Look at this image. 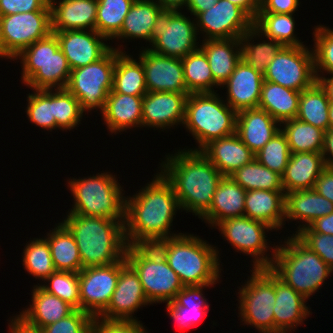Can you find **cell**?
<instances>
[{
  "mask_svg": "<svg viewBox=\"0 0 333 333\" xmlns=\"http://www.w3.org/2000/svg\"><path fill=\"white\" fill-rule=\"evenodd\" d=\"M183 73L188 93H212L219 86L215 83L205 53L199 48L182 59Z\"/></svg>",
  "mask_w": 333,
  "mask_h": 333,
  "instance_id": "b9f144b4",
  "label": "cell"
},
{
  "mask_svg": "<svg viewBox=\"0 0 333 333\" xmlns=\"http://www.w3.org/2000/svg\"><path fill=\"white\" fill-rule=\"evenodd\" d=\"M70 69H76L101 59L112 46L96 30H67L53 32Z\"/></svg>",
  "mask_w": 333,
  "mask_h": 333,
  "instance_id": "ffe728a7",
  "label": "cell"
},
{
  "mask_svg": "<svg viewBox=\"0 0 333 333\" xmlns=\"http://www.w3.org/2000/svg\"><path fill=\"white\" fill-rule=\"evenodd\" d=\"M296 118L328 131L329 100L317 81L301 92Z\"/></svg>",
  "mask_w": 333,
  "mask_h": 333,
  "instance_id": "60d3db41",
  "label": "cell"
},
{
  "mask_svg": "<svg viewBox=\"0 0 333 333\" xmlns=\"http://www.w3.org/2000/svg\"><path fill=\"white\" fill-rule=\"evenodd\" d=\"M219 0H187L185 9L190 16H196L199 13L210 10Z\"/></svg>",
  "mask_w": 333,
  "mask_h": 333,
  "instance_id": "6125c7cd",
  "label": "cell"
},
{
  "mask_svg": "<svg viewBox=\"0 0 333 333\" xmlns=\"http://www.w3.org/2000/svg\"><path fill=\"white\" fill-rule=\"evenodd\" d=\"M194 19L198 35H203L201 40L240 38L254 26V20L228 0H219Z\"/></svg>",
  "mask_w": 333,
  "mask_h": 333,
  "instance_id": "e0dca14e",
  "label": "cell"
},
{
  "mask_svg": "<svg viewBox=\"0 0 333 333\" xmlns=\"http://www.w3.org/2000/svg\"><path fill=\"white\" fill-rule=\"evenodd\" d=\"M301 92L264 80L258 108L267 111L280 124L296 118Z\"/></svg>",
  "mask_w": 333,
  "mask_h": 333,
  "instance_id": "8d00e7d4",
  "label": "cell"
},
{
  "mask_svg": "<svg viewBox=\"0 0 333 333\" xmlns=\"http://www.w3.org/2000/svg\"><path fill=\"white\" fill-rule=\"evenodd\" d=\"M116 176L105 171L88 177L68 178L67 189L74 202L67 213L125 220L126 191Z\"/></svg>",
  "mask_w": 333,
  "mask_h": 333,
  "instance_id": "8992f818",
  "label": "cell"
},
{
  "mask_svg": "<svg viewBox=\"0 0 333 333\" xmlns=\"http://www.w3.org/2000/svg\"><path fill=\"white\" fill-rule=\"evenodd\" d=\"M220 96L217 92L188 95L183 127L198 148L187 150L201 151L211 141L236 133L237 112Z\"/></svg>",
  "mask_w": 333,
  "mask_h": 333,
  "instance_id": "52a82bcc",
  "label": "cell"
},
{
  "mask_svg": "<svg viewBox=\"0 0 333 333\" xmlns=\"http://www.w3.org/2000/svg\"><path fill=\"white\" fill-rule=\"evenodd\" d=\"M291 152L285 134L280 130L255 154V159L270 170L283 175Z\"/></svg>",
  "mask_w": 333,
  "mask_h": 333,
  "instance_id": "f907efd6",
  "label": "cell"
},
{
  "mask_svg": "<svg viewBox=\"0 0 333 333\" xmlns=\"http://www.w3.org/2000/svg\"><path fill=\"white\" fill-rule=\"evenodd\" d=\"M15 60L22 64L21 83L26 87L35 90L66 88L71 69L55 33L28 46Z\"/></svg>",
  "mask_w": 333,
  "mask_h": 333,
  "instance_id": "ba28073f",
  "label": "cell"
},
{
  "mask_svg": "<svg viewBox=\"0 0 333 333\" xmlns=\"http://www.w3.org/2000/svg\"><path fill=\"white\" fill-rule=\"evenodd\" d=\"M22 262L24 270L43 283L56 271L49 243L45 238H30L23 248Z\"/></svg>",
  "mask_w": 333,
  "mask_h": 333,
  "instance_id": "ee69618b",
  "label": "cell"
},
{
  "mask_svg": "<svg viewBox=\"0 0 333 333\" xmlns=\"http://www.w3.org/2000/svg\"><path fill=\"white\" fill-rule=\"evenodd\" d=\"M199 41H202L200 49L207 57L214 81L221 88L241 60L240 38Z\"/></svg>",
  "mask_w": 333,
  "mask_h": 333,
  "instance_id": "d6a6232c",
  "label": "cell"
},
{
  "mask_svg": "<svg viewBox=\"0 0 333 333\" xmlns=\"http://www.w3.org/2000/svg\"><path fill=\"white\" fill-rule=\"evenodd\" d=\"M27 94L26 115L28 121L35 126L52 132L60 130L54 118V89L35 90Z\"/></svg>",
  "mask_w": 333,
  "mask_h": 333,
  "instance_id": "bcb514c9",
  "label": "cell"
},
{
  "mask_svg": "<svg viewBox=\"0 0 333 333\" xmlns=\"http://www.w3.org/2000/svg\"><path fill=\"white\" fill-rule=\"evenodd\" d=\"M317 82L325 91L329 103H333V75L328 76L325 74L324 76H316Z\"/></svg>",
  "mask_w": 333,
  "mask_h": 333,
  "instance_id": "003e7915",
  "label": "cell"
},
{
  "mask_svg": "<svg viewBox=\"0 0 333 333\" xmlns=\"http://www.w3.org/2000/svg\"><path fill=\"white\" fill-rule=\"evenodd\" d=\"M291 153L315 152L324 149L325 131L297 118L281 123Z\"/></svg>",
  "mask_w": 333,
  "mask_h": 333,
  "instance_id": "f35d334b",
  "label": "cell"
},
{
  "mask_svg": "<svg viewBox=\"0 0 333 333\" xmlns=\"http://www.w3.org/2000/svg\"><path fill=\"white\" fill-rule=\"evenodd\" d=\"M300 0H260L259 13L294 14L300 7ZM299 6V7H298Z\"/></svg>",
  "mask_w": 333,
  "mask_h": 333,
  "instance_id": "680465c9",
  "label": "cell"
},
{
  "mask_svg": "<svg viewBox=\"0 0 333 333\" xmlns=\"http://www.w3.org/2000/svg\"><path fill=\"white\" fill-rule=\"evenodd\" d=\"M251 269L247 281L237 287L238 320L259 333H281L274 325L275 273L270 268Z\"/></svg>",
  "mask_w": 333,
  "mask_h": 333,
  "instance_id": "30bf717a",
  "label": "cell"
},
{
  "mask_svg": "<svg viewBox=\"0 0 333 333\" xmlns=\"http://www.w3.org/2000/svg\"><path fill=\"white\" fill-rule=\"evenodd\" d=\"M281 124L260 108L237 112L236 134L256 154L279 131Z\"/></svg>",
  "mask_w": 333,
  "mask_h": 333,
  "instance_id": "484cf974",
  "label": "cell"
},
{
  "mask_svg": "<svg viewBox=\"0 0 333 333\" xmlns=\"http://www.w3.org/2000/svg\"><path fill=\"white\" fill-rule=\"evenodd\" d=\"M154 246L184 286L221 283L220 250L197 234L181 233L160 240Z\"/></svg>",
  "mask_w": 333,
  "mask_h": 333,
  "instance_id": "277c9868",
  "label": "cell"
},
{
  "mask_svg": "<svg viewBox=\"0 0 333 333\" xmlns=\"http://www.w3.org/2000/svg\"><path fill=\"white\" fill-rule=\"evenodd\" d=\"M150 306L138 274L127 263L121 270L115 291L107 309L98 318L139 320L134 313Z\"/></svg>",
  "mask_w": 333,
  "mask_h": 333,
  "instance_id": "44dd1931",
  "label": "cell"
},
{
  "mask_svg": "<svg viewBox=\"0 0 333 333\" xmlns=\"http://www.w3.org/2000/svg\"><path fill=\"white\" fill-rule=\"evenodd\" d=\"M8 321L9 333H42L41 329H36L28 326L22 319L16 314L10 317Z\"/></svg>",
  "mask_w": 333,
  "mask_h": 333,
  "instance_id": "be15d7a7",
  "label": "cell"
},
{
  "mask_svg": "<svg viewBox=\"0 0 333 333\" xmlns=\"http://www.w3.org/2000/svg\"><path fill=\"white\" fill-rule=\"evenodd\" d=\"M31 11H51L49 0H0V16Z\"/></svg>",
  "mask_w": 333,
  "mask_h": 333,
  "instance_id": "6f0895ef",
  "label": "cell"
},
{
  "mask_svg": "<svg viewBox=\"0 0 333 333\" xmlns=\"http://www.w3.org/2000/svg\"><path fill=\"white\" fill-rule=\"evenodd\" d=\"M328 130H333V103H329V124Z\"/></svg>",
  "mask_w": 333,
  "mask_h": 333,
  "instance_id": "89a4df30",
  "label": "cell"
},
{
  "mask_svg": "<svg viewBox=\"0 0 333 333\" xmlns=\"http://www.w3.org/2000/svg\"><path fill=\"white\" fill-rule=\"evenodd\" d=\"M125 259L138 274L151 305L171 302L184 287L179 276L154 245H128Z\"/></svg>",
  "mask_w": 333,
  "mask_h": 333,
  "instance_id": "9c48e42d",
  "label": "cell"
},
{
  "mask_svg": "<svg viewBox=\"0 0 333 333\" xmlns=\"http://www.w3.org/2000/svg\"><path fill=\"white\" fill-rule=\"evenodd\" d=\"M45 282V283H44ZM43 283L45 291L80 310L79 272L54 271Z\"/></svg>",
  "mask_w": 333,
  "mask_h": 333,
  "instance_id": "7dc6e473",
  "label": "cell"
},
{
  "mask_svg": "<svg viewBox=\"0 0 333 333\" xmlns=\"http://www.w3.org/2000/svg\"><path fill=\"white\" fill-rule=\"evenodd\" d=\"M91 333H149L139 320L94 318Z\"/></svg>",
  "mask_w": 333,
  "mask_h": 333,
  "instance_id": "11a10c76",
  "label": "cell"
},
{
  "mask_svg": "<svg viewBox=\"0 0 333 333\" xmlns=\"http://www.w3.org/2000/svg\"><path fill=\"white\" fill-rule=\"evenodd\" d=\"M295 236L333 269V235L316 233L307 226L298 231Z\"/></svg>",
  "mask_w": 333,
  "mask_h": 333,
  "instance_id": "f5cc1de1",
  "label": "cell"
},
{
  "mask_svg": "<svg viewBox=\"0 0 333 333\" xmlns=\"http://www.w3.org/2000/svg\"><path fill=\"white\" fill-rule=\"evenodd\" d=\"M201 152L223 176H230L255 159V154L236 133L211 141Z\"/></svg>",
  "mask_w": 333,
  "mask_h": 333,
  "instance_id": "f1b7e54d",
  "label": "cell"
},
{
  "mask_svg": "<svg viewBox=\"0 0 333 333\" xmlns=\"http://www.w3.org/2000/svg\"><path fill=\"white\" fill-rule=\"evenodd\" d=\"M135 0H98L95 30L109 41L120 32Z\"/></svg>",
  "mask_w": 333,
  "mask_h": 333,
  "instance_id": "f6af8a7d",
  "label": "cell"
},
{
  "mask_svg": "<svg viewBox=\"0 0 333 333\" xmlns=\"http://www.w3.org/2000/svg\"><path fill=\"white\" fill-rule=\"evenodd\" d=\"M52 32L95 30L98 0H49Z\"/></svg>",
  "mask_w": 333,
  "mask_h": 333,
  "instance_id": "d4e9b609",
  "label": "cell"
},
{
  "mask_svg": "<svg viewBox=\"0 0 333 333\" xmlns=\"http://www.w3.org/2000/svg\"><path fill=\"white\" fill-rule=\"evenodd\" d=\"M191 18L184 11L163 9L156 17L151 44L147 48L160 55L180 59L198 50L201 43L198 39L201 37L194 17Z\"/></svg>",
  "mask_w": 333,
  "mask_h": 333,
  "instance_id": "4fadbf2b",
  "label": "cell"
},
{
  "mask_svg": "<svg viewBox=\"0 0 333 333\" xmlns=\"http://www.w3.org/2000/svg\"><path fill=\"white\" fill-rule=\"evenodd\" d=\"M325 168L322 153H291L282 175L285 194L291 191L314 189L316 180Z\"/></svg>",
  "mask_w": 333,
  "mask_h": 333,
  "instance_id": "1f68e13d",
  "label": "cell"
},
{
  "mask_svg": "<svg viewBox=\"0 0 333 333\" xmlns=\"http://www.w3.org/2000/svg\"><path fill=\"white\" fill-rule=\"evenodd\" d=\"M84 113L79 101L66 88L54 89V118L62 131L79 127Z\"/></svg>",
  "mask_w": 333,
  "mask_h": 333,
  "instance_id": "c3c4849f",
  "label": "cell"
},
{
  "mask_svg": "<svg viewBox=\"0 0 333 333\" xmlns=\"http://www.w3.org/2000/svg\"><path fill=\"white\" fill-rule=\"evenodd\" d=\"M46 233L51 256L57 271L80 272L82 260L75 238L69 229L60 221Z\"/></svg>",
  "mask_w": 333,
  "mask_h": 333,
  "instance_id": "d590c367",
  "label": "cell"
},
{
  "mask_svg": "<svg viewBox=\"0 0 333 333\" xmlns=\"http://www.w3.org/2000/svg\"><path fill=\"white\" fill-rule=\"evenodd\" d=\"M141 49L137 57L143 65L147 92L188 93L180 58L160 55L144 46Z\"/></svg>",
  "mask_w": 333,
  "mask_h": 333,
  "instance_id": "ac0fdd59",
  "label": "cell"
},
{
  "mask_svg": "<svg viewBox=\"0 0 333 333\" xmlns=\"http://www.w3.org/2000/svg\"><path fill=\"white\" fill-rule=\"evenodd\" d=\"M274 325L281 333H290L312 314L308 300L275 274Z\"/></svg>",
  "mask_w": 333,
  "mask_h": 333,
  "instance_id": "603a6c76",
  "label": "cell"
},
{
  "mask_svg": "<svg viewBox=\"0 0 333 333\" xmlns=\"http://www.w3.org/2000/svg\"><path fill=\"white\" fill-rule=\"evenodd\" d=\"M230 177L246 191H284L282 176L259 163L256 159L236 170Z\"/></svg>",
  "mask_w": 333,
  "mask_h": 333,
  "instance_id": "7bdbcfd3",
  "label": "cell"
},
{
  "mask_svg": "<svg viewBox=\"0 0 333 333\" xmlns=\"http://www.w3.org/2000/svg\"><path fill=\"white\" fill-rule=\"evenodd\" d=\"M290 235L279 245L277 243L274 260L269 268L309 300L324 286L325 280L333 274V269L295 235Z\"/></svg>",
  "mask_w": 333,
  "mask_h": 333,
  "instance_id": "5b68a950",
  "label": "cell"
},
{
  "mask_svg": "<svg viewBox=\"0 0 333 333\" xmlns=\"http://www.w3.org/2000/svg\"><path fill=\"white\" fill-rule=\"evenodd\" d=\"M124 45H118L116 49V63L113 73L112 91L120 94L144 96L147 93L145 75L142 62L135 59L130 53H126Z\"/></svg>",
  "mask_w": 333,
  "mask_h": 333,
  "instance_id": "e575fe53",
  "label": "cell"
},
{
  "mask_svg": "<svg viewBox=\"0 0 333 333\" xmlns=\"http://www.w3.org/2000/svg\"><path fill=\"white\" fill-rule=\"evenodd\" d=\"M188 95L169 91L147 92L143 96L142 129L156 128L162 132L183 126Z\"/></svg>",
  "mask_w": 333,
  "mask_h": 333,
  "instance_id": "d6986e66",
  "label": "cell"
},
{
  "mask_svg": "<svg viewBox=\"0 0 333 333\" xmlns=\"http://www.w3.org/2000/svg\"><path fill=\"white\" fill-rule=\"evenodd\" d=\"M264 38L254 26L240 37L241 58L261 74L266 72L267 66L283 47L280 42ZM256 40L258 42H254Z\"/></svg>",
  "mask_w": 333,
  "mask_h": 333,
  "instance_id": "74e56055",
  "label": "cell"
},
{
  "mask_svg": "<svg viewBox=\"0 0 333 333\" xmlns=\"http://www.w3.org/2000/svg\"><path fill=\"white\" fill-rule=\"evenodd\" d=\"M116 63V49L111 48L101 59L72 69L66 89L79 101L86 112L105 106L108 94L113 88V73Z\"/></svg>",
  "mask_w": 333,
  "mask_h": 333,
  "instance_id": "8fae6325",
  "label": "cell"
},
{
  "mask_svg": "<svg viewBox=\"0 0 333 333\" xmlns=\"http://www.w3.org/2000/svg\"><path fill=\"white\" fill-rule=\"evenodd\" d=\"M50 33L51 11L0 16V58L13 61L24 49Z\"/></svg>",
  "mask_w": 333,
  "mask_h": 333,
  "instance_id": "5bb4252c",
  "label": "cell"
},
{
  "mask_svg": "<svg viewBox=\"0 0 333 333\" xmlns=\"http://www.w3.org/2000/svg\"><path fill=\"white\" fill-rule=\"evenodd\" d=\"M243 9L253 20L256 19L260 10V0H228Z\"/></svg>",
  "mask_w": 333,
  "mask_h": 333,
  "instance_id": "e7e4bbea",
  "label": "cell"
},
{
  "mask_svg": "<svg viewBox=\"0 0 333 333\" xmlns=\"http://www.w3.org/2000/svg\"><path fill=\"white\" fill-rule=\"evenodd\" d=\"M304 46H283L267 66L264 80L302 92L316 81L314 53Z\"/></svg>",
  "mask_w": 333,
  "mask_h": 333,
  "instance_id": "9a60e30c",
  "label": "cell"
},
{
  "mask_svg": "<svg viewBox=\"0 0 333 333\" xmlns=\"http://www.w3.org/2000/svg\"><path fill=\"white\" fill-rule=\"evenodd\" d=\"M293 14L258 13L254 20V27L264 37L280 42L283 46H304V42L295 32V18Z\"/></svg>",
  "mask_w": 333,
  "mask_h": 333,
  "instance_id": "ab89813d",
  "label": "cell"
},
{
  "mask_svg": "<svg viewBox=\"0 0 333 333\" xmlns=\"http://www.w3.org/2000/svg\"><path fill=\"white\" fill-rule=\"evenodd\" d=\"M177 149L166 154L158 169L171 183L181 212L200 219L210 208L220 180L224 177L201 151Z\"/></svg>",
  "mask_w": 333,
  "mask_h": 333,
  "instance_id": "7a4b0ae2",
  "label": "cell"
},
{
  "mask_svg": "<svg viewBox=\"0 0 333 333\" xmlns=\"http://www.w3.org/2000/svg\"><path fill=\"white\" fill-rule=\"evenodd\" d=\"M31 304L16 314L28 326L42 329L62 318L67 317L75 309L59 297L48 293L39 284L31 290Z\"/></svg>",
  "mask_w": 333,
  "mask_h": 333,
  "instance_id": "83f0119b",
  "label": "cell"
},
{
  "mask_svg": "<svg viewBox=\"0 0 333 333\" xmlns=\"http://www.w3.org/2000/svg\"><path fill=\"white\" fill-rule=\"evenodd\" d=\"M94 318L82 310H74L67 317L41 329L42 333H91Z\"/></svg>",
  "mask_w": 333,
  "mask_h": 333,
  "instance_id": "816d5d0a",
  "label": "cell"
},
{
  "mask_svg": "<svg viewBox=\"0 0 333 333\" xmlns=\"http://www.w3.org/2000/svg\"><path fill=\"white\" fill-rule=\"evenodd\" d=\"M285 201L284 191L262 189L247 191L244 216L265 223L279 232L286 224Z\"/></svg>",
  "mask_w": 333,
  "mask_h": 333,
  "instance_id": "4dcf8cb0",
  "label": "cell"
},
{
  "mask_svg": "<svg viewBox=\"0 0 333 333\" xmlns=\"http://www.w3.org/2000/svg\"><path fill=\"white\" fill-rule=\"evenodd\" d=\"M314 190L333 203V169L326 167L316 180Z\"/></svg>",
  "mask_w": 333,
  "mask_h": 333,
  "instance_id": "91938a15",
  "label": "cell"
},
{
  "mask_svg": "<svg viewBox=\"0 0 333 333\" xmlns=\"http://www.w3.org/2000/svg\"><path fill=\"white\" fill-rule=\"evenodd\" d=\"M181 210L171 183L157 170L151 181L133 196L126 195L125 239L128 245H154L179 234L173 219Z\"/></svg>",
  "mask_w": 333,
  "mask_h": 333,
  "instance_id": "6da1fadb",
  "label": "cell"
},
{
  "mask_svg": "<svg viewBox=\"0 0 333 333\" xmlns=\"http://www.w3.org/2000/svg\"><path fill=\"white\" fill-rule=\"evenodd\" d=\"M309 227L316 233L333 235V212L316 219Z\"/></svg>",
  "mask_w": 333,
  "mask_h": 333,
  "instance_id": "94428289",
  "label": "cell"
},
{
  "mask_svg": "<svg viewBox=\"0 0 333 333\" xmlns=\"http://www.w3.org/2000/svg\"><path fill=\"white\" fill-rule=\"evenodd\" d=\"M67 216V217H66ZM61 221L72 233L79 249L82 269L107 266L125 258V220L67 213Z\"/></svg>",
  "mask_w": 333,
  "mask_h": 333,
  "instance_id": "3957f363",
  "label": "cell"
},
{
  "mask_svg": "<svg viewBox=\"0 0 333 333\" xmlns=\"http://www.w3.org/2000/svg\"><path fill=\"white\" fill-rule=\"evenodd\" d=\"M143 96L115 93L111 90L100 112L110 135L142 128Z\"/></svg>",
  "mask_w": 333,
  "mask_h": 333,
  "instance_id": "cb8c5ba5",
  "label": "cell"
},
{
  "mask_svg": "<svg viewBox=\"0 0 333 333\" xmlns=\"http://www.w3.org/2000/svg\"><path fill=\"white\" fill-rule=\"evenodd\" d=\"M246 192L230 176H224L216 188L209 210L200 219L212 229L223 220L244 216Z\"/></svg>",
  "mask_w": 333,
  "mask_h": 333,
  "instance_id": "f546056e",
  "label": "cell"
},
{
  "mask_svg": "<svg viewBox=\"0 0 333 333\" xmlns=\"http://www.w3.org/2000/svg\"><path fill=\"white\" fill-rule=\"evenodd\" d=\"M162 7L155 0H135L127 13L120 32L113 38L121 42L143 39L151 44V32ZM130 39V40H129Z\"/></svg>",
  "mask_w": 333,
  "mask_h": 333,
  "instance_id": "836d02e7",
  "label": "cell"
},
{
  "mask_svg": "<svg viewBox=\"0 0 333 333\" xmlns=\"http://www.w3.org/2000/svg\"><path fill=\"white\" fill-rule=\"evenodd\" d=\"M162 9L182 11L185 10L187 0H155Z\"/></svg>",
  "mask_w": 333,
  "mask_h": 333,
  "instance_id": "a7ac6f4b",
  "label": "cell"
},
{
  "mask_svg": "<svg viewBox=\"0 0 333 333\" xmlns=\"http://www.w3.org/2000/svg\"><path fill=\"white\" fill-rule=\"evenodd\" d=\"M263 81V74L255 71L241 58L231 76L221 86L227 90L224 101L236 112L258 108Z\"/></svg>",
  "mask_w": 333,
  "mask_h": 333,
  "instance_id": "7402d4cb",
  "label": "cell"
},
{
  "mask_svg": "<svg viewBox=\"0 0 333 333\" xmlns=\"http://www.w3.org/2000/svg\"><path fill=\"white\" fill-rule=\"evenodd\" d=\"M214 229H219L224 241H228L235 252L252 257V268H269L272 265L277 245L267 242V234L274 232L267 224L242 216L223 220Z\"/></svg>",
  "mask_w": 333,
  "mask_h": 333,
  "instance_id": "7c38bea8",
  "label": "cell"
},
{
  "mask_svg": "<svg viewBox=\"0 0 333 333\" xmlns=\"http://www.w3.org/2000/svg\"><path fill=\"white\" fill-rule=\"evenodd\" d=\"M313 31V53L316 76L333 75V28L315 25ZM325 72V73H324Z\"/></svg>",
  "mask_w": 333,
  "mask_h": 333,
  "instance_id": "681fc988",
  "label": "cell"
},
{
  "mask_svg": "<svg viewBox=\"0 0 333 333\" xmlns=\"http://www.w3.org/2000/svg\"><path fill=\"white\" fill-rule=\"evenodd\" d=\"M322 155L324 157L325 166L333 169V130L325 132Z\"/></svg>",
  "mask_w": 333,
  "mask_h": 333,
  "instance_id": "03108f58",
  "label": "cell"
},
{
  "mask_svg": "<svg viewBox=\"0 0 333 333\" xmlns=\"http://www.w3.org/2000/svg\"><path fill=\"white\" fill-rule=\"evenodd\" d=\"M127 264L122 259L107 266L84 268L79 272L80 310L92 318L99 317L108 307L115 291L120 270Z\"/></svg>",
  "mask_w": 333,
  "mask_h": 333,
  "instance_id": "2e32d148",
  "label": "cell"
},
{
  "mask_svg": "<svg viewBox=\"0 0 333 333\" xmlns=\"http://www.w3.org/2000/svg\"><path fill=\"white\" fill-rule=\"evenodd\" d=\"M210 307L175 306L172 302L166 303L167 314L177 324L179 330L194 328L205 319Z\"/></svg>",
  "mask_w": 333,
  "mask_h": 333,
  "instance_id": "db71d44e",
  "label": "cell"
},
{
  "mask_svg": "<svg viewBox=\"0 0 333 333\" xmlns=\"http://www.w3.org/2000/svg\"><path fill=\"white\" fill-rule=\"evenodd\" d=\"M331 212H333V203L314 189L286 193L285 221L299 223L292 235Z\"/></svg>",
  "mask_w": 333,
  "mask_h": 333,
  "instance_id": "4316f807",
  "label": "cell"
},
{
  "mask_svg": "<svg viewBox=\"0 0 333 333\" xmlns=\"http://www.w3.org/2000/svg\"><path fill=\"white\" fill-rule=\"evenodd\" d=\"M215 284L184 286L171 301L175 306L209 307L208 299L204 296L206 288Z\"/></svg>",
  "mask_w": 333,
  "mask_h": 333,
  "instance_id": "9f6ffc18",
  "label": "cell"
}]
</instances>
